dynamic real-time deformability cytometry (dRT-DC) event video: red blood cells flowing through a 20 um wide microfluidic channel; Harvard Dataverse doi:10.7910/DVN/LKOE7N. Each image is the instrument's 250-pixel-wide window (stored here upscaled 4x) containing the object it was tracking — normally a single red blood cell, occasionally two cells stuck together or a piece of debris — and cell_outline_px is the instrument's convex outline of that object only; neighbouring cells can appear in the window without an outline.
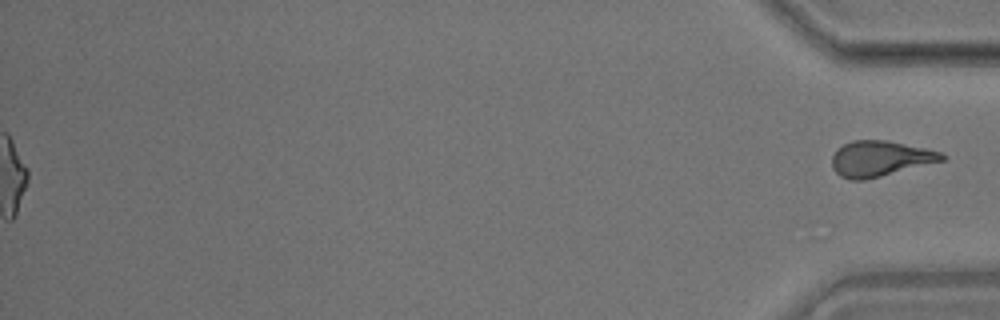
{"species": "common noctule bat (a hibernating species)", "species_latin": "Nyctalus noctula", "temperature_condition": "room temperature", "stored_images_in_passage": 55, "segment_of_instrument_passage": [2, 2], "camera_frame_rate_fps": 3000, "um_per_image_px": 0.085, "animal": {"sex": "male", "body_mass_g": 17.9}, "frame": {"image": 1, "passage_image": 55, "time_ms": 18.0, "image_size_px": [1000, 320], "cell_outline_px": [[948, 156], [944, 160], [864, 180], [852, 180], [840, 176], [832, 168], [832, 156], [836, 148], [852, 140], [884, 140], [928, 148], [940, 152]], "centroid_in_image_um": [74.79, 13.47], "position_along_channel_um": 360.4, "area_um2": 22.72}}